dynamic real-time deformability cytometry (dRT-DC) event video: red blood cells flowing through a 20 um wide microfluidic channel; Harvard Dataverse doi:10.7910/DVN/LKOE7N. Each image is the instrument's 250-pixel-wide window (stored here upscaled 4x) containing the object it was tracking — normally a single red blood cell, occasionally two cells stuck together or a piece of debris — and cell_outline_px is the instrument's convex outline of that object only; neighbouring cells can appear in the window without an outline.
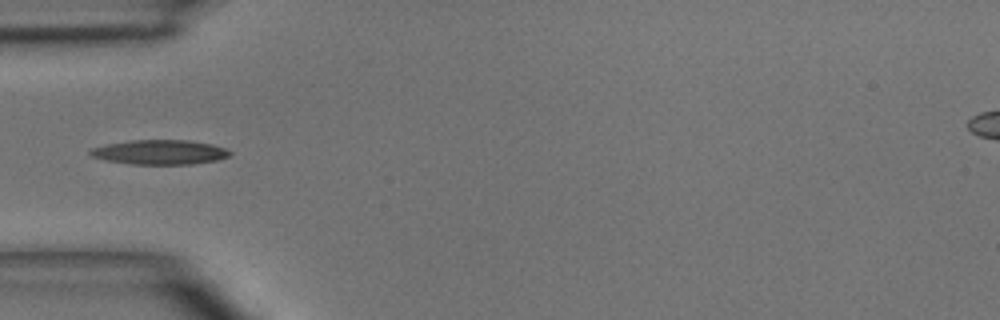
{"species": "common noctule bat (a hibernating species)", "species_latin": "Nyctalus noctula", "temperature_condition": "room temperature", "stored_images_in_passage": 6, "camera_frame_rate_fps": 3000, "um_per_image_px": 0.085, "animal": {"sex": "male", "body_mass_g": 15.6}, "frame": {"image": 1, "passage_image": 5, "time_ms": 4.667, "image_size_px": [1000, 320], "cell_outline_px": [[232, 152], [228, 156], [216, 160], [192, 164], [132, 164], [108, 160], [92, 156], [88, 152], [92, 148], [108, 144], [132, 140], [188, 140], [212, 144], [224, 148]], "centroid_in_image_um": [13.6, 12.93], "position_along_channel_um": 71.4, "area_um2": 19.71}}